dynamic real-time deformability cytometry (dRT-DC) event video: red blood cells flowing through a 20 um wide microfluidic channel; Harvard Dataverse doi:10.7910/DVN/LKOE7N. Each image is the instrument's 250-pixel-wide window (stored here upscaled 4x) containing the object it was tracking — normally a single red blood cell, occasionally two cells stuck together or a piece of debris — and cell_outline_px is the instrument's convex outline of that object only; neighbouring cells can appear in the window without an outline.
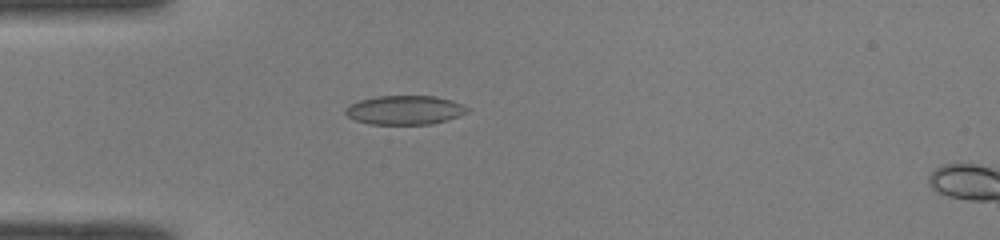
{"species": "common noctule bat (a hibernating species)", "species_latin": "Nyctalus noctula", "temperature_condition": "room temperature", "stored_images_in_passage": 17, "camera_frame_rate_fps": 3000, "um_per_image_px": 0.085, "animal": {"sex": "male", "body_mass_g": 19.0, "forearm_length_mm": 50.8}, "frame": {"image": 1, "passage_image": 15, "time_ms": 4.667, "image_size_px": [1000, 240], "cell_outline_px": [[468, 112], [460, 116], [448, 120], [432, 124], [368, 124], [356, 120], [348, 116], [344, 112], [344, 108], [360, 100], [376, 96], [436, 96], [452, 100], [468, 108]], "centroid_in_image_um": [34.41, 9.36], "position_along_channel_um": 50.6, "area_um2": 20.63}}